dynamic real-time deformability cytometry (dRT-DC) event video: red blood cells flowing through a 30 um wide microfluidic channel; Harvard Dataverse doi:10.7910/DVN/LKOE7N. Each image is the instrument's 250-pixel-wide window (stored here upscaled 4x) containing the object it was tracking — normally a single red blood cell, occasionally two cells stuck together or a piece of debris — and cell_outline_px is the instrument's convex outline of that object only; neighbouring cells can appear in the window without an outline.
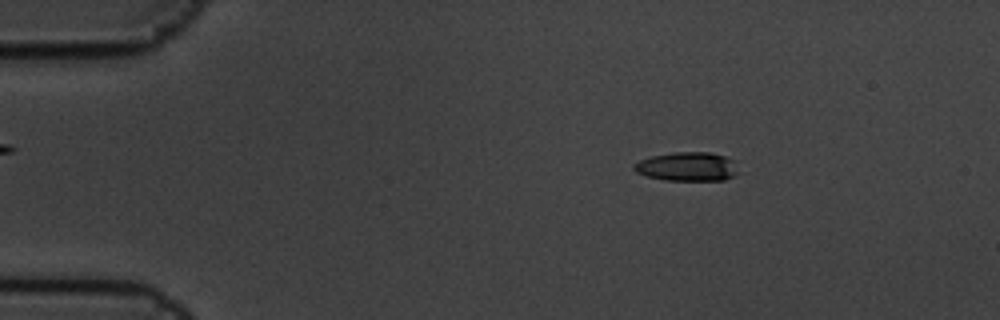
{"species": "common noctule bat (a hibernating species)", "species_latin": "Nyctalus noctula", "temperature_condition": "cold", "stored_images_in_passage": 6, "camera_frame_rate_fps": 3000, "um_per_image_px": 0.085, "animal": {"sex": "male", "body_mass_g": 19.5, "forearm_length_mm": 54.6}, "frame": {"image": 1, "passage_image": 4, "time_ms": 1.0, "image_size_px": [1000, 320], "cell_outline_px": [[736, 176], [724, 180], [664, 180], [648, 176], [636, 172], [632, 168], [632, 164], [640, 160], [652, 156], [672, 152], [708, 152], [724, 156], [736, 160]], "centroid_in_image_um": [58.42, 14.16], "position_along_channel_um": 26.6, "area_um2": 17.69}}